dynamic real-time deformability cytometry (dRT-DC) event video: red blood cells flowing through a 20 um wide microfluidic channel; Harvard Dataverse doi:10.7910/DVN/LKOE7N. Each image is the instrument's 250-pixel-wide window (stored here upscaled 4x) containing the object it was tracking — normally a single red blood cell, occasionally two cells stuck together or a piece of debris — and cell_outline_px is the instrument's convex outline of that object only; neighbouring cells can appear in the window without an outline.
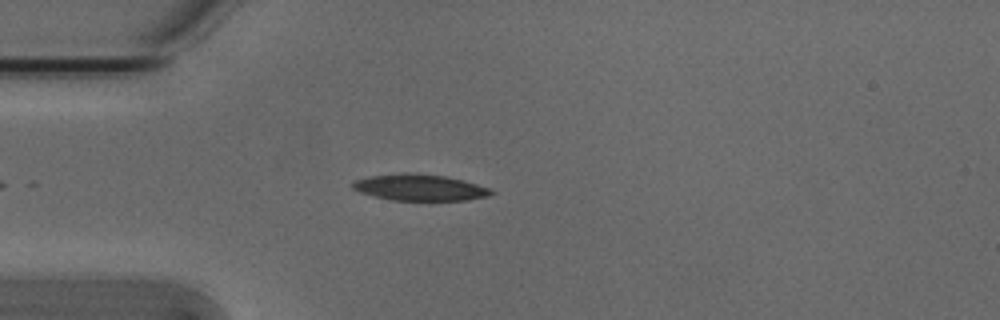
{"species": "Egyptian fruit bat (a non-hibernating species)", "species_latin": "Rousettus aegyptiacus", "temperature_condition": "cold", "stored_images_in_passage": 44, "camera_frame_rate_fps": 3000, "um_per_image_px": 0.085, "animal": {"sex": "male"}, "frame": {"image": 1, "passage_image": 8, "time_ms": 2.333, "image_size_px": [1000, 320], "cell_outline_px": [[496, 192], [488, 196], [468, 200], [388, 200], [360, 192], [352, 188], [352, 184], [356, 180], [372, 176], [404, 172], [408, 172], [448, 176], [464, 180], [488, 188]], "centroid_in_image_um": [35.7, 15.93], "position_along_channel_um": 49.3, "area_um2": 21.27}}
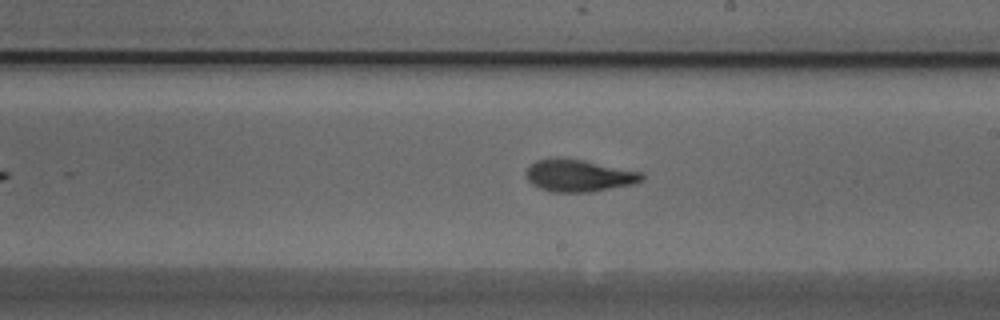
{"frame": {"image": 2, "passage_image": 24, "time_ms": 7.667, "image_size_px": [1000, 320], "cell_outline_px": [[644, 180], [636, 184], [592, 192], [552, 192], [540, 188], [532, 184], [528, 180], [528, 168], [536, 160], [552, 156], [584, 160], [644, 172]], "centroid_in_image_um": [49.26, 14.92], "position_along_channel_um": 239.7, "area_um2": 22.02}}
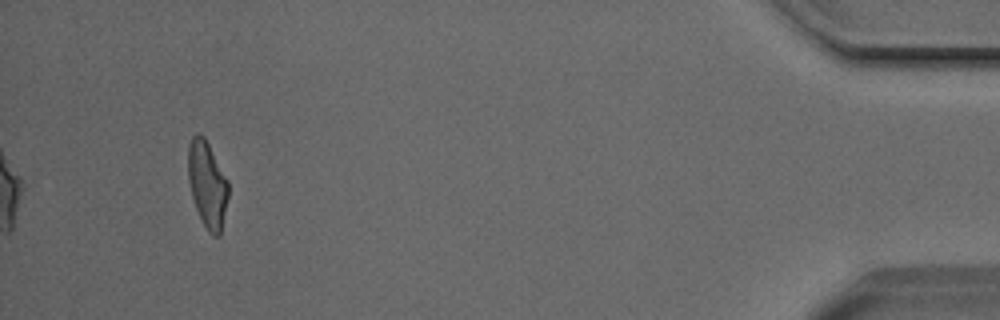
{"frame": {"image": 3, "passage_image": 44, "time_ms": 14.333, "image_size_px": [1000, 320], "cell_outline_px": [[228, 196], [220, 236], [212, 236], [208, 232], [200, 220], [192, 196], [188, 180], [188, 144], [192, 136], [196, 132], [200, 132], [204, 136], [228, 180]], "centroid_in_image_um": [17.61, 15.66], "position_along_channel_um": 417.6, "area_um2": 20.4}, "authors_computed_cell_mechanics": {"area_um2": 21.0392, "velocity_mm_per_s": 3.8121, "shape_relaxation_time_tau1_ms": 3.6734, "shape_relaxation_time_tau2_ms": 2.1699, "deformation_change_tau1": 0.186, "deformation_change_tau2": 0.1089}}